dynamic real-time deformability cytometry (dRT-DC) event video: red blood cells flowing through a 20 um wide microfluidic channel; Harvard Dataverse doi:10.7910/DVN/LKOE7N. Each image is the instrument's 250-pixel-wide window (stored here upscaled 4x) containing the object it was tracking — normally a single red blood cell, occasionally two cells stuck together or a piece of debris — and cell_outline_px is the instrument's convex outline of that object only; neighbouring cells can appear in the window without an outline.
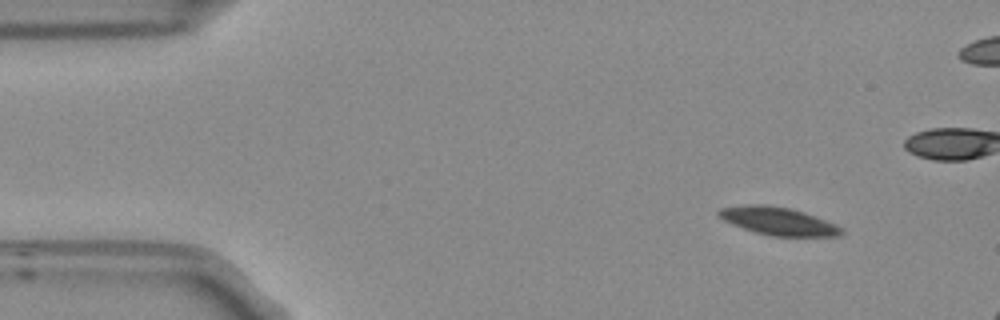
{"species": "Egyptian fruit bat (a non-hibernating species)", "species_latin": "Rousettus aegyptiacus", "temperature_condition": "room temperature", "stored_images_in_passage": 9, "camera_frame_rate_fps": 3000, "um_per_image_px": 0.085, "frame": {"image": 1, "passage_image": 1, "time_ms": 0.0, "image_size_px": [1000, 320], "cell_outline_px": [[844, 232], [840, 236], [776, 236], [756, 232], [744, 228], [724, 220], [716, 216], [716, 212], [720, 208], [748, 204], [764, 204], [788, 208], [804, 212], [816, 216], [836, 224], [844, 228]], "centroid_in_image_um": [66.17, 18.79], "position_along_channel_um": 18.8, "area_um2": 19.88}}